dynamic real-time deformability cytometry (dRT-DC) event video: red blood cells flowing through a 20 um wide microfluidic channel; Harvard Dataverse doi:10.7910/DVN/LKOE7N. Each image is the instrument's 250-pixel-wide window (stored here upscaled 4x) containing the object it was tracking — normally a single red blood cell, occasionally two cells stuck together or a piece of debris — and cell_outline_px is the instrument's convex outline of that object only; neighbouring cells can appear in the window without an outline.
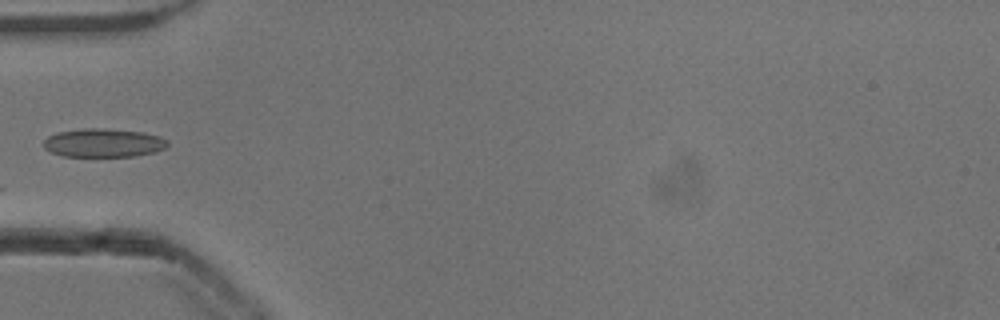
{"species": "common noctule bat (a hibernating species)", "species_latin": "Nyctalus noctula", "temperature_condition": "cold", "stored_images_in_passage": 13, "camera_frame_rate_fps": 3000, "um_per_image_px": 0.085, "animal": {"sex": "male", "body_mass_g": 13.3}, "frame": {"image": 1, "passage_image": 1, "time_ms": 0.0, "image_size_px": [1000, 320], "cell_outline_px": [[168, 144], [164, 148], [156, 152], [136, 156], [64, 156], [52, 152], [44, 148], [44, 140], [48, 136], [56, 132], [84, 128], [104, 128], [144, 132], [160, 136], [168, 140]], "centroid_in_image_um": [8.82, 12.13], "position_along_channel_um": 76.2, "area_um2": 20.75}}
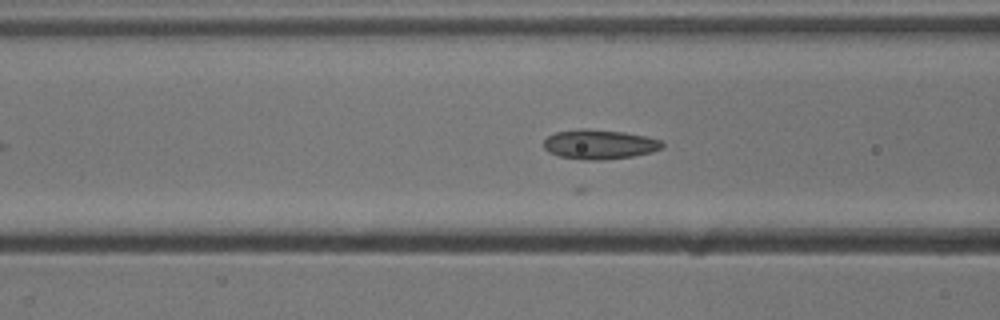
{"frame": {"image": 2, "passage_image": 4, "time_ms": 1.0, "image_size_px": [1000, 320], "cell_outline_px": [[664, 148], [652, 152], [632, 156], [600, 160], [584, 160], [560, 156], [548, 152], [544, 148], [544, 140], [548, 136], [556, 132], [580, 128], [588, 128], [624, 132], [644, 136], [660, 140], [664, 144]], "centroid_in_image_um": [50.94, 12.26], "position_along_channel_um": 115.7, "area_um2": 20.46}}
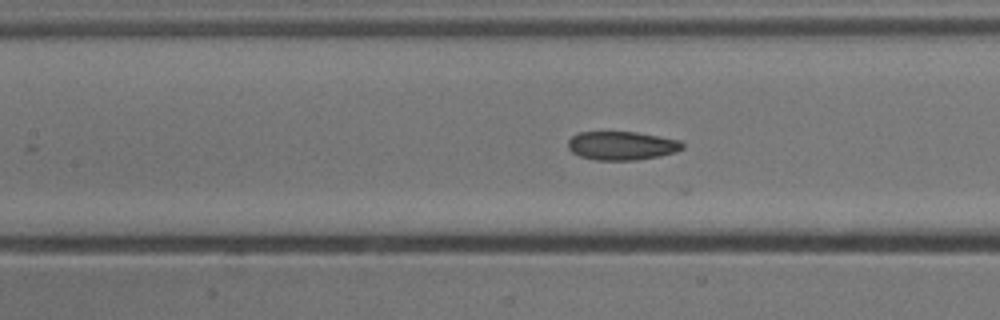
{"frame": {"image": 3, "passage_image": 7, "time_ms": 2.0, "image_size_px": [1000, 320], "cell_outline_px": [[684, 148], [676, 152], [660, 156], [636, 160], [596, 160], [580, 156], [572, 152], [568, 148], [568, 140], [572, 136], [580, 132], [636, 132], [680, 140], [684, 144]], "centroid_in_image_um": [52.87, 12.38], "position_along_channel_um": 154.5, "area_um2": 19.13}}